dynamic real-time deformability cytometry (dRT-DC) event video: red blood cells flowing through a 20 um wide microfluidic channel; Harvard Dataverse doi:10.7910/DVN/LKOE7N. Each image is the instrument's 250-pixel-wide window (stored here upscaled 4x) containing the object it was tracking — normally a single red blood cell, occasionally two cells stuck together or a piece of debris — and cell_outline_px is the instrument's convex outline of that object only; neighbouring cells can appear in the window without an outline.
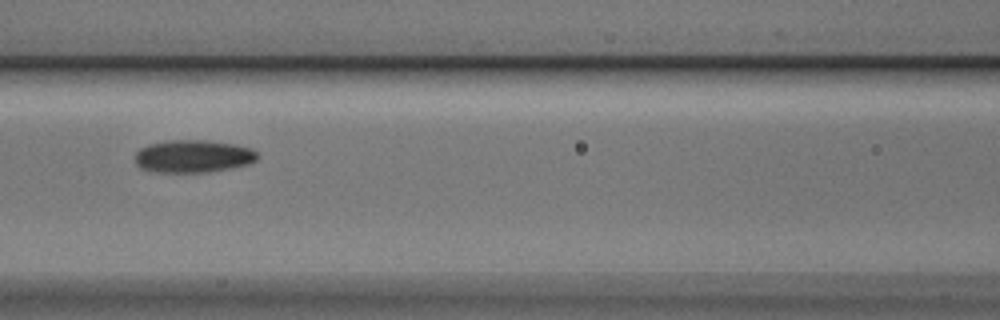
{"species": "Egyptian fruit bat (a non-hibernating species)", "species_latin": "Rousettus aegyptiacus", "temperature_condition": "cold", "stored_images_in_passage": 9, "camera_frame_rate_fps": 3000, "um_per_image_px": 0.085, "animal": {"sex": "male"}, "frame": {"image": 1, "passage_image": 7, "time_ms": 2.0, "image_size_px": [1000, 320], "cell_outline_px": [[260, 156], [256, 160], [248, 164], [232, 168], [208, 172], [152, 172], [140, 168], [136, 164], [136, 152], [140, 148], [148, 144], [168, 140], [204, 140], [232, 144], [252, 148]], "centroid_in_image_um": [16.41, 13.29], "position_along_channel_um": 150.2, "area_um2": 23.41}}
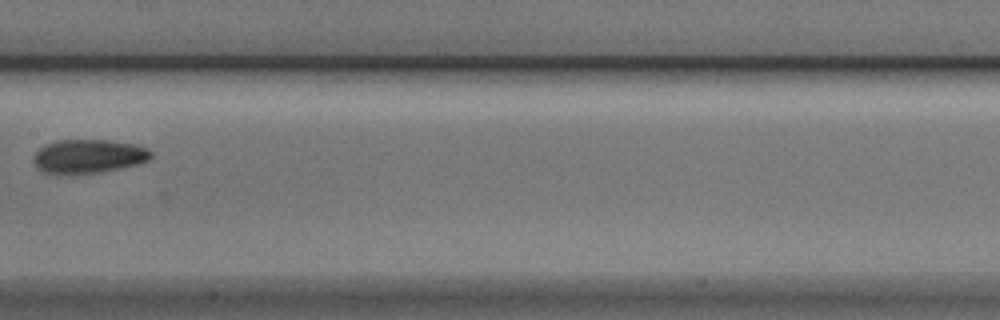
{"frame": {"image": 2, "passage_image": 8, "time_ms": 2.333, "image_size_px": [1000, 320], "cell_outline_px": [[152, 156], [148, 160], [136, 164], [100, 172], [44, 172], [36, 168], [32, 160], [36, 152], [44, 144], [56, 140], [108, 140], [136, 144], [148, 148], [152, 152]], "centroid_in_image_um": [7.52, 13.25], "position_along_channel_um": 199.9, "area_um2": 22.77}}
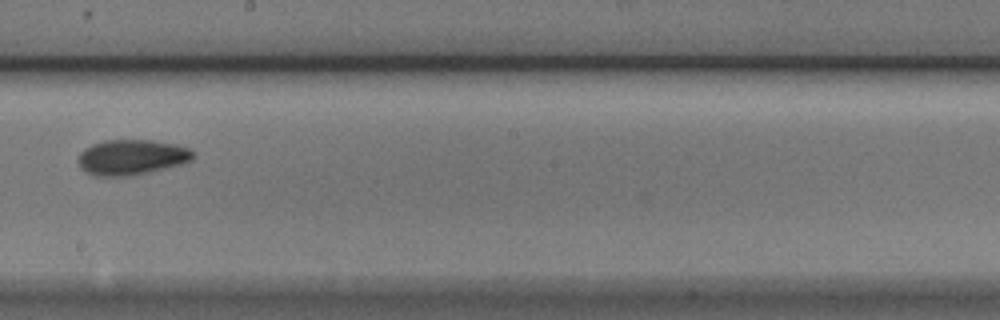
{"frame": {"image": 3, "passage_image": 9, "time_ms": 2.667, "image_size_px": [1000, 320], "cell_outline_px": [[196, 156], [192, 160], [184, 164], [152, 172], [128, 176], [96, 176], [80, 168], [80, 152], [84, 148], [92, 144], [104, 140], [152, 140], [176, 144], [192, 148], [196, 152]], "centroid_in_image_um": [11.28, 13.36], "position_along_channel_um": 236.9, "area_um2": 24.04}}